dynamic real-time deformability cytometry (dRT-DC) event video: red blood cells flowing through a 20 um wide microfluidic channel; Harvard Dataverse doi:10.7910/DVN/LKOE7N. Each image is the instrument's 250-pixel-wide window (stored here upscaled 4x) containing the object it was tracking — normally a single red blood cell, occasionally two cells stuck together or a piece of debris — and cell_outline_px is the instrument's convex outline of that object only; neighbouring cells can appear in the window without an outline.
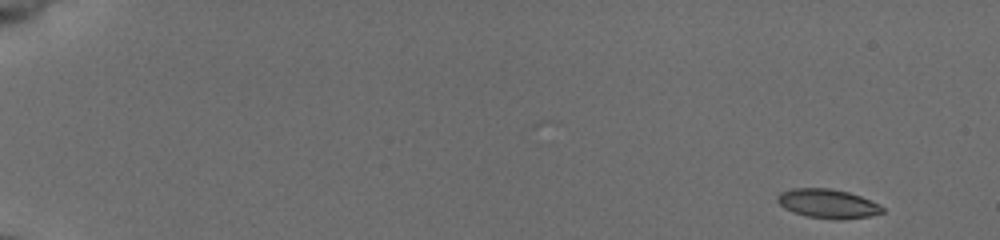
{"species": "common noctule bat (a hibernating species)", "species_latin": "Nyctalus noctula", "temperature_condition": "cold", "stored_images_in_passage": 51, "camera_frame_rate_fps": 3000, "um_per_image_px": 0.085, "animal": {"sex": "female", "body_mass_g": 19.5, "forearm_length_mm": 54.1}, "frame": {"image": 1, "passage_image": 1, "time_ms": 0.0, "image_size_px": [1000, 240], "cell_outline_px": [[884, 212], [868, 216], [844, 220], [836, 220], [804, 216], [792, 212], [784, 208], [776, 200], [776, 196], [780, 192], [792, 188], [832, 188], [848, 192], [860, 196], [880, 204], [884, 208]], "centroid_in_image_um": [70.34, 17.31], "position_along_channel_um": 14.7, "area_um2": 18.09}}
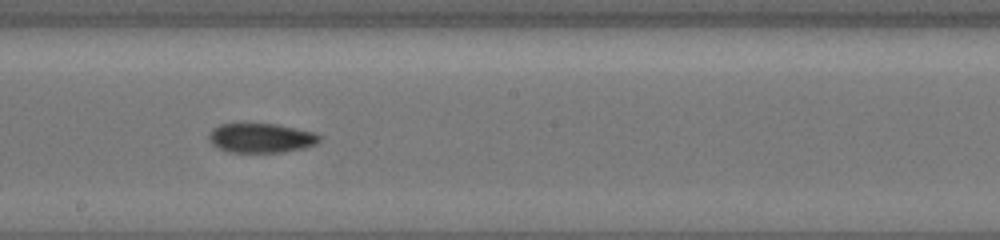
{"frame": {"image": 2, "passage_image": 30, "time_ms": 9.667, "image_size_px": [1000, 240], "cell_outline_px": [[320, 140], [316, 144], [304, 148], [284, 152], [228, 152], [216, 148], [208, 140], [208, 136], [212, 128], [220, 124], [276, 124], [312, 132], [320, 136]], "centroid_in_image_um": [22.14, 11.74], "position_along_channel_um": 226.1, "area_um2": 18.96}}
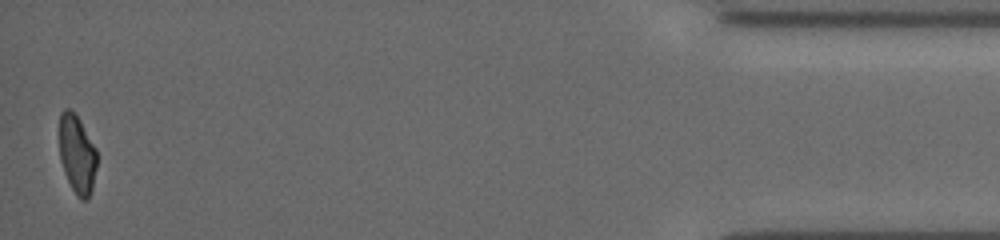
{"frame": {"image": 3, "passage_image": 51, "time_ms": 16.667, "image_size_px": [1000, 240], "cell_outline_px": [[96, 168], [92, 188], [88, 200], [80, 200], [76, 196], [64, 172], [60, 160], [60, 112], [64, 108], [68, 108], [80, 120], [96, 148]], "centroid_in_image_um": [6.55, 13.14], "position_along_channel_um": 428.6, "area_um2": 17.11}}